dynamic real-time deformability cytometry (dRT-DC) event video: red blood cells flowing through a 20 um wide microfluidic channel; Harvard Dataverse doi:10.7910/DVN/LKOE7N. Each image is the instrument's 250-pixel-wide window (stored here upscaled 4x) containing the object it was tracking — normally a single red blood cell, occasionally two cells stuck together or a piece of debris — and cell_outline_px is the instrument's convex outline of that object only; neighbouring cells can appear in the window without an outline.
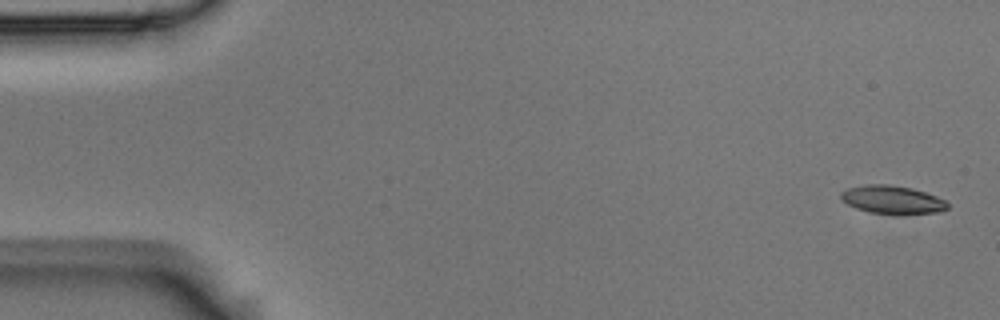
{"species": "Egyptian fruit bat (a non-hibernating species)", "species_latin": "Rousettus aegyptiacus", "temperature_condition": "room temperature", "stored_images_in_passage": 5, "segment_of_instrument_passage": [1, 2], "camera_frame_rate_fps": 3000, "um_per_image_px": 0.085, "animal": {"sex": "male"}, "frame": {"image": 1, "passage_image": 1, "time_ms": 0.0, "image_size_px": [1000, 320], "cell_outline_px": [[948, 208], [940, 212], [900, 216], [892, 216], [872, 212], [856, 208], [848, 204], [840, 196], [840, 192], [848, 188], [864, 184], [888, 184], [912, 188], [936, 196], [944, 200], [948, 204]], "centroid_in_image_um": [75.87, 17.0], "position_along_channel_um": 9.1, "area_um2": 17.92}}